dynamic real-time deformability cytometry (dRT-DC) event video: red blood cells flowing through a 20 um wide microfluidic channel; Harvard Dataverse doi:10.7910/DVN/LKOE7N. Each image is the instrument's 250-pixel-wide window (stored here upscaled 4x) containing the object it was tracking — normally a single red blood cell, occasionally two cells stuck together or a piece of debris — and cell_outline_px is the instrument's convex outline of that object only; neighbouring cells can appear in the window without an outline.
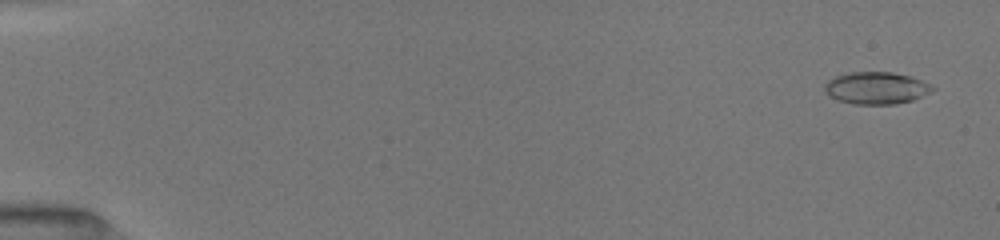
{"species": "common noctule bat (a hibernating species)", "species_latin": "Nyctalus noctula", "temperature_condition": "room temperature", "stored_images_in_passage": 38, "camera_frame_rate_fps": 3000, "um_per_image_px": 0.085, "animal": {"sex": "female", "body_mass_g": 19.5, "forearm_length_mm": 54.1}, "frame": {"image": 1, "passage_image": 4, "time_ms": 0.667, "image_size_px": [1000, 240], "cell_outline_px": [[936, 88], [932, 92], [912, 100], [896, 104], [852, 104], [836, 100], [828, 96], [824, 92], [824, 84], [828, 80], [836, 76], [848, 72], [892, 72], [912, 76]], "centroid_in_image_um": [74.44, 7.48], "position_along_channel_um": 10.6, "area_um2": 20.4}}
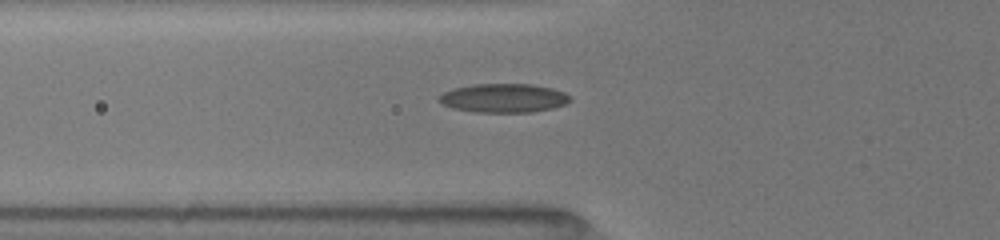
{"frame": {"image": 2, "passage_image": 30, "time_ms": 6.333, "image_size_px": [1000, 240], "cell_outline_px": [[572, 100], [564, 104], [552, 108], [532, 112], [476, 112], [452, 108], [440, 104], [436, 100], [436, 96], [452, 88], [476, 84], [532, 84], [552, 88], [564, 92]], "centroid_in_image_um": [42.74, 8.33], "position_along_channel_um": 83.1, "area_um2": 22.2}}
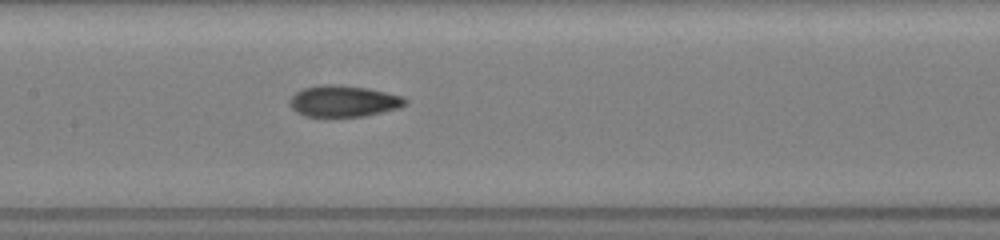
{"frame": {"image": 3, "passage_image": 38, "time_ms": 8.667, "image_size_px": [1000, 240], "cell_outline_px": [[408, 104], [400, 108], [364, 116], [304, 116], [296, 112], [288, 104], [288, 100], [296, 92], [304, 88], [320, 84], [332, 84], [368, 88], [404, 96], [408, 100]], "centroid_in_image_um": [29.22, 8.59], "position_along_channel_um": 178.2, "area_um2": 21.27}}